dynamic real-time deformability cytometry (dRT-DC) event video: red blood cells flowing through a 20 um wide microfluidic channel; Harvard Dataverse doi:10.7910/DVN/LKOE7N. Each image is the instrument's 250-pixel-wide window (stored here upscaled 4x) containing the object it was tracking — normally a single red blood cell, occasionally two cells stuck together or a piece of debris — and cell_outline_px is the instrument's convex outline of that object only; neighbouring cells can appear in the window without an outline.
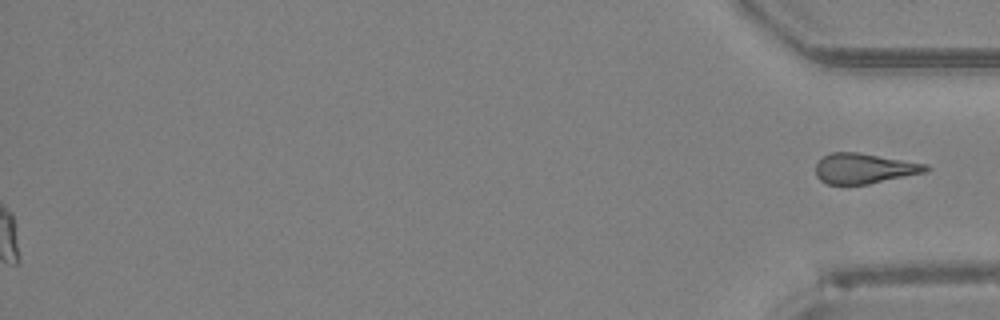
{"species": "Egyptian fruit bat (a non-hibernating species)", "species_latin": "Rousettus aegyptiacus", "temperature_condition": "room temperature", "stored_images_in_passage": 48, "segment_of_instrument_passage": [2, 2], "camera_frame_rate_fps": 3000, "um_per_image_px": 0.085, "animal": {"sex": "female"}, "frame": {"image": 1, "passage_image": 48, "time_ms": 15.667, "image_size_px": [1000, 320], "cell_outline_px": [[932, 168], [928, 172], [868, 184], [828, 184], [820, 180], [816, 176], [816, 164], [824, 156], [832, 152], [860, 152], [928, 164]], "centroid_in_image_um": [73.51, 14.31], "position_along_channel_um": 361.7, "area_um2": 19.59}}